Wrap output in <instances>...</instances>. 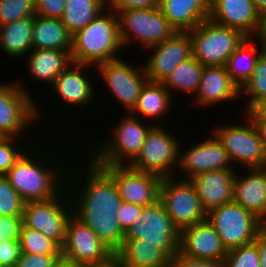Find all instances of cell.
Segmentation results:
<instances>
[{"label":"cell","mask_w":266,"mask_h":267,"mask_svg":"<svg viewBox=\"0 0 266 267\" xmlns=\"http://www.w3.org/2000/svg\"><path fill=\"white\" fill-rule=\"evenodd\" d=\"M66 188L74 215L115 252L121 246L125 233L117 218L123 200L113 178L85 155L80 166L72 159Z\"/></svg>","instance_id":"cell-1"},{"label":"cell","mask_w":266,"mask_h":267,"mask_svg":"<svg viewBox=\"0 0 266 267\" xmlns=\"http://www.w3.org/2000/svg\"><path fill=\"white\" fill-rule=\"evenodd\" d=\"M42 140L31 145L4 175L25 202L54 198L66 188L72 157L70 160L68 157L66 162L61 153H52L49 147L46 148L45 145L51 146L53 143L46 144V138L44 142Z\"/></svg>","instance_id":"cell-2"},{"label":"cell","mask_w":266,"mask_h":267,"mask_svg":"<svg viewBox=\"0 0 266 267\" xmlns=\"http://www.w3.org/2000/svg\"><path fill=\"white\" fill-rule=\"evenodd\" d=\"M123 49L119 38L116 12L107 7L86 27L72 35L73 63L92 65L120 58Z\"/></svg>","instance_id":"cell-3"},{"label":"cell","mask_w":266,"mask_h":267,"mask_svg":"<svg viewBox=\"0 0 266 267\" xmlns=\"http://www.w3.org/2000/svg\"><path fill=\"white\" fill-rule=\"evenodd\" d=\"M121 118L118 124L111 126L112 130L107 138L95 141L94 146L88 145L84 154L97 165H129L140 153L149 130L157 125L156 121L148 123L144 120V123L142 118H137L130 112H125Z\"/></svg>","instance_id":"cell-4"},{"label":"cell","mask_w":266,"mask_h":267,"mask_svg":"<svg viewBox=\"0 0 266 267\" xmlns=\"http://www.w3.org/2000/svg\"><path fill=\"white\" fill-rule=\"evenodd\" d=\"M20 82L22 81L0 83V136L37 140L33 124H37L43 117L41 115L46 114L42 111V107L38 106L28 87H24L25 84ZM30 128L34 131L32 132ZM30 134L33 136L30 137Z\"/></svg>","instance_id":"cell-5"},{"label":"cell","mask_w":266,"mask_h":267,"mask_svg":"<svg viewBox=\"0 0 266 267\" xmlns=\"http://www.w3.org/2000/svg\"><path fill=\"white\" fill-rule=\"evenodd\" d=\"M114 11L118 18L119 38L123 49L137 41L144 51L177 32L159 7Z\"/></svg>","instance_id":"cell-6"},{"label":"cell","mask_w":266,"mask_h":267,"mask_svg":"<svg viewBox=\"0 0 266 267\" xmlns=\"http://www.w3.org/2000/svg\"><path fill=\"white\" fill-rule=\"evenodd\" d=\"M160 123L159 121L149 130L140 153L129 166L161 178L175 177L179 167L182 141Z\"/></svg>","instance_id":"cell-7"},{"label":"cell","mask_w":266,"mask_h":267,"mask_svg":"<svg viewBox=\"0 0 266 267\" xmlns=\"http://www.w3.org/2000/svg\"><path fill=\"white\" fill-rule=\"evenodd\" d=\"M192 56L203 66H225L226 61L246 36L239 30L219 25L210 19L189 31Z\"/></svg>","instance_id":"cell-8"},{"label":"cell","mask_w":266,"mask_h":267,"mask_svg":"<svg viewBox=\"0 0 266 267\" xmlns=\"http://www.w3.org/2000/svg\"><path fill=\"white\" fill-rule=\"evenodd\" d=\"M73 214L71 197L65 188L54 198L25 202L22 224L40 232L62 248L66 239L67 224Z\"/></svg>","instance_id":"cell-9"},{"label":"cell","mask_w":266,"mask_h":267,"mask_svg":"<svg viewBox=\"0 0 266 267\" xmlns=\"http://www.w3.org/2000/svg\"><path fill=\"white\" fill-rule=\"evenodd\" d=\"M242 125L227 123L215 124L211 130L221 141L232 164L245 168L266 167V150L252 119L245 114Z\"/></svg>","instance_id":"cell-10"},{"label":"cell","mask_w":266,"mask_h":267,"mask_svg":"<svg viewBox=\"0 0 266 267\" xmlns=\"http://www.w3.org/2000/svg\"><path fill=\"white\" fill-rule=\"evenodd\" d=\"M61 257L83 267H104L114 262V251L73 214L67 224Z\"/></svg>","instance_id":"cell-11"},{"label":"cell","mask_w":266,"mask_h":267,"mask_svg":"<svg viewBox=\"0 0 266 267\" xmlns=\"http://www.w3.org/2000/svg\"><path fill=\"white\" fill-rule=\"evenodd\" d=\"M159 200L164 205L178 231L207 219L195 185L176 177L162 178Z\"/></svg>","instance_id":"cell-12"},{"label":"cell","mask_w":266,"mask_h":267,"mask_svg":"<svg viewBox=\"0 0 266 267\" xmlns=\"http://www.w3.org/2000/svg\"><path fill=\"white\" fill-rule=\"evenodd\" d=\"M207 220L215 228L227 251L254 242L258 231L265 225L235 202L211 209L207 213Z\"/></svg>","instance_id":"cell-13"},{"label":"cell","mask_w":266,"mask_h":267,"mask_svg":"<svg viewBox=\"0 0 266 267\" xmlns=\"http://www.w3.org/2000/svg\"><path fill=\"white\" fill-rule=\"evenodd\" d=\"M180 232L160 200L142 208L139 220L124 234V239H143L155 244L171 259L179 252Z\"/></svg>","instance_id":"cell-14"},{"label":"cell","mask_w":266,"mask_h":267,"mask_svg":"<svg viewBox=\"0 0 266 267\" xmlns=\"http://www.w3.org/2000/svg\"><path fill=\"white\" fill-rule=\"evenodd\" d=\"M95 70L103 80L107 90L113 95L117 103L131 112L137 104L140 92L148 81L143 65L138 67L124 58L103 62L94 66Z\"/></svg>","instance_id":"cell-15"},{"label":"cell","mask_w":266,"mask_h":267,"mask_svg":"<svg viewBox=\"0 0 266 267\" xmlns=\"http://www.w3.org/2000/svg\"><path fill=\"white\" fill-rule=\"evenodd\" d=\"M209 132H211V136H208L207 139L204 137L203 141H198L187 149L185 147L182 150L183 145L180 143L179 167L177 172L181 174L177 173L176 178L182 175L180 179L191 180L195 176L208 171L235 170L237 168L231 165L232 162L228 156V152L218 137L212 131Z\"/></svg>","instance_id":"cell-16"},{"label":"cell","mask_w":266,"mask_h":267,"mask_svg":"<svg viewBox=\"0 0 266 267\" xmlns=\"http://www.w3.org/2000/svg\"><path fill=\"white\" fill-rule=\"evenodd\" d=\"M99 166L113 178L123 202L146 207L159 200L160 176L129 165Z\"/></svg>","instance_id":"cell-17"},{"label":"cell","mask_w":266,"mask_h":267,"mask_svg":"<svg viewBox=\"0 0 266 267\" xmlns=\"http://www.w3.org/2000/svg\"><path fill=\"white\" fill-rule=\"evenodd\" d=\"M147 50L150 55L142 64L145 75L148 81L163 83L178 64L192 56V41L188 32H176Z\"/></svg>","instance_id":"cell-18"},{"label":"cell","mask_w":266,"mask_h":267,"mask_svg":"<svg viewBox=\"0 0 266 267\" xmlns=\"http://www.w3.org/2000/svg\"><path fill=\"white\" fill-rule=\"evenodd\" d=\"M91 68H93L92 65L72 62L56 77L54 83L51 85V92L54 91L53 93L57 95L56 98L58 97L60 99L61 105H69L72 108L79 107V109L85 108V106L88 108L89 105H93L92 103L96 100V95H98L95 92L97 90L96 87H93V79L97 75L95 71L90 70ZM94 72L95 75L93 76ZM92 80L93 82H91Z\"/></svg>","instance_id":"cell-19"},{"label":"cell","mask_w":266,"mask_h":267,"mask_svg":"<svg viewBox=\"0 0 266 267\" xmlns=\"http://www.w3.org/2000/svg\"><path fill=\"white\" fill-rule=\"evenodd\" d=\"M227 252L207 219L180 231L179 253L186 257L223 262Z\"/></svg>","instance_id":"cell-20"},{"label":"cell","mask_w":266,"mask_h":267,"mask_svg":"<svg viewBox=\"0 0 266 267\" xmlns=\"http://www.w3.org/2000/svg\"><path fill=\"white\" fill-rule=\"evenodd\" d=\"M260 14L252 0H210L209 19L219 25L255 37L260 27Z\"/></svg>","instance_id":"cell-21"},{"label":"cell","mask_w":266,"mask_h":267,"mask_svg":"<svg viewBox=\"0 0 266 267\" xmlns=\"http://www.w3.org/2000/svg\"><path fill=\"white\" fill-rule=\"evenodd\" d=\"M234 176L233 202L266 224V167L246 168Z\"/></svg>","instance_id":"cell-22"},{"label":"cell","mask_w":266,"mask_h":267,"mask_svg":"<svg viewBox=\"0 0 266 267\" xmlns=\"http://www.w3.org/2000/svg\"><path fill=\"white\" fill-rule=\"evenodd\" d=\"M240 90L232 82L225 66H204L198 90L194 94L192 103L197 107L211 108V106L221 105L224 102L238 100ZM197 103V104H196Z\"/></svg>","instance_id":"cell-23"},{"label":"cell","mask_w":266,"mask_h":267,"mask_svg":"<svg viewBox=\"0 0 266 267\" xmlns=\"http://www.w3.org/2000/svg\"><path fill=\"white\" fill-rule=\"evenodd\" d=\"M236 171H208L190 180L195 185L201 205L207 213L213 208L233 202Z\"/></svg>","instance_id":"cell-24"},{"label":"cell","mask_w":266,"mask_h":267,"mask_svg":"<svg viewBox=\"0 0 266 267\" xmlns=\"http://www.w3.org/2000/svg\"><path fill=\"white\" fill-rule=\"evenodd\" d=\"M170 260L162 249L143 239H124L114 252V261L120 267H168Z\"/></svg>","instance_id":"cell-25"},{"label":"cell","mask_w":266,"mask_h":267,"mask_svg":"<svg viewBox=\"0 0 266 267\" xmlns=\"http://www.w3.org/2000/svg\"><path fill=\"white\" fill-rule=\"evenodd\" d=\"M210 0H160L159 8L177 32H189L209 19Z\"/></svg>","instance_id":"cell-26"},{"label":"cell","mask_w":266,"mask_h":267,"mask_svg":"<svg viewBox=\"0 0 266 267\" xmlns=\"http://www.w3.org/2000/svg\"><path fill=\"white\" fill-rule=\"evenodd\" d=\"M27 57V58H26ZM28 73L37 82L54 83L71 63V50L32 49L26 56Z\"/></svg>","instance_id":"cell-27"},{"label":"cell","mask_w":266,"mask_h":267,"mask_svg":"<svg viewBox=\"0 0 266 267\" xmlns=\"http://www.w3.org/2000/svg\"><path fill=\"white\" fill-rule=\"evenodd\" d=\"M173 100L163 83L147 81L140 92L136 106L130 113L142 117L143 120L149 119L150 123L151 120L158 122L161 118L165 119L164 116H168V111L171 113L169 109L172 108Z\"/></svg>","instance_id":"cell-28"},{"label":"cell","mask_w":266,"mask_h":267,"mask_svg":"<svg viewBox=\"0 0 266 267\" xmlns=\"http://www.w3.org/2000/svg\"><path fill=\"white\" fill-rule=\"evenodd\" d=\"M255 41V37H246L225 64L227 73L239 90L245 86L253 75L257 61L265 51L261 43H257V45H260H258L260 48L258 50L254 45L256 44Z\"/></svg>","instance_id":"cell-29"},{"label":"cell","mask_w":266,"mask_h":267,"mask_svg":"<svg viewBox=\"0 0 266 267\" xmlns=\"http://www.w3.org/2000/svg\"><path fill=\"white\" fill-rule=\"evenodd\" d=\"M32 49L71 50L72 34L61 19L33 17Z\"/></svg>","instance_id":"cell-30"},{"label":"cell","mask_w":266,"mask_h":267,"mask_svg":"<svg viewBox=\"0 0 266 267\" xmlns=\"http://www.w3.org/2000/svg\"><path fill=\"white\" fill-rule=\"evenodd\" d=\"M33 17L0 26V48L12 58L24 57L32 50Z\"/></svg>","instance_id":"cell-31"},{"label":"cell","mask_w":266,"mask_h":267,"mask_svg":"<svg viewBox=\"0 0 266 267\" xmlns=\"http://www.w3.org/2000/svg\"><path fill=\"white\" fill-rule=\"evenodd\" d=\"M106 0H66L61 21L73 35L107 8Z\"/></svg>","instance_id":"cell-32"},{"label":"cell","mask_w":266,"mask_h":267,"mask_svg":"<svg viewBox=\"0 0 266 267\" xmlns=\"http://www.w3.org/2000/svg\"><path fill=\"white\" fill-rule=\"evenodd\" d=\"M204 66L193 56L178 64L163 82L164 86L173 95L172 91L194 94L198 90Z\"/></svg>","instance_id":"cell-33"},{"label":"cell","mask_w":266,"mask_h":267,"mask_svg":"<svg viewBox=\"0 0 266 267\" xmlns=\"http://www.w3.org/2000/svg\"><path fill=\"white\" fill-rule=\"evenodd\" d=\"M240 96L249 99H245L246 109L241 113L247 112L256 102L266 99V50L259 57L253 75L240 90Z\"/></svg>","instance_id":"cell-34"},{"label":"cell","mask_w":266,"mask_h":267,"mask_svg":"<svg viewBox=\"0 0 266 267\" xmlns=\"http://www.w3.org/2000/svg\"><path fill=\"white\" fill-rule=\"evenodd\" d=\"M19 242L21 253L61 255V248L53 240L23 224L20 229Z\"/></svg>","instance_id":"cell-35"},{"label":"cell","mask_w":266,"mask_h":267,"mask_svg":"<svg viewBox=\"0 0 266 267\" xmlns=\"http://www.w3.org/2000/svg\"><path fill=\"white\" fill-rule=\"evenodd\" d=\"M36 142L26 138L0 137V176L5 175L30 145Z\"/></svg>","instance_id":"cell-36"},{"label":"cell","mask_w":266,"mask_h":267,"mask_svg":"<svg viewBox=\"0 0 266 267\" xmlns=\"http://www.w3.org/2000/svg\"><path fill=\"white\" fill-rule=\"evenodd\" d=\"M223 267H261L257 243L254 241L228 250Z\"/></svg>","instance_id":"cell-37"},{"label":"cell","mask_w":266,"mask_h":267,"mask_svg":"<svg viewBox=\"0 0 266 267\" xmlns=\"http://www.w3.org/2000/svg\"><path fill=\"white\" fill-rule=\"evenodd\" d=\"M35 15V0H0V26Z\"/></svg>","instance_id":"cell-38"},{"label":"cell","mask_w":266,"mask_h":267,"mask_svg":"<svg viewBox=\"0 0 266 267\" xmlns=\"http://www.w3.org/2000/svg\"><path fill=\"white\" fill-rule=\"evenodd\" d=\"M25 201L8 180L0 176V216L22 217Z\"/></svg>","instance_id":"cell-39"},{"label":"cell","mask_w":266,"mask_h":267,"mask_svg":"<svg viewBox=\"0 0 266 267\" xmlns=\"http://www.w3.org/2000/svg\"><path fill=\"white\" fill-rule=\"evenodd\" d=\"M66 0H35V14L44 18L61 19Z\"/></svg>","instance_id":"cell-40"},{"label":"cell","mask_w":266,"mask_h":267,"mask_svg":"<svg viewBox=\"0 0 266 267\" xmlns=\"http://www.w3.org/2000/svg\"><path fill=\"white\" fill-rule=\"evenodd\" d=\"M61 258V255L21 253L15 267H54Z\"/></svg>","instance_id":"cell-41"},{"label":"cell","mask_w":266,"mask_h":267,"mask_svg":"<svg viewBox=\"0 0 266 267\" xmlns=\"http://www.w3.org/2000/svg\"><path fill=\"white\" fill-rule=\"evenodd\" d=\"M22 217L0 216V242L19 241Z\"/></svg>","instance_id":"cell-42"},{"label":"cell","mask_w":266,"mask_h":267,"mask_svg":"<svg viewBox=\"0 0 266 267\" xmlns=\"http://www.w3.org/2000/svg\"><path fill=\"white\" fill-rule=\"evenodd\" d=\"M142 206L123 202L117 214L119 226L126 233L128 229L139 220Z\"/></svg>","instance_id":"cell-43"},{"label":"cell","mask_w":266,"mask_h":267,"mask_svg":"<svg viewBox=\"0 0 266 267\" xmlns=\"http://www.w3.org/2000/svg\"><path fill=\"white\" fill-rule=\"evenodd\" d=\"M21 255L19 241L0 242V267H15Z\"/></svg>","instance_id":"cell-44"},{"label":"cell","mask_w":266,"mask_h":267,"mask_svg":"<svg viewBox=\"0 0 266 267\" xmlns=\"http://www.w3.org/2000/svg\"><path fill=\"white\" fill-rule=\"evenodd\" d=\"M107 6L113 10L157 8L160 0H106Z\"/></svg>","instance_id":"cell-45"},{"label":"cell","mask_w":266,"mask_h":267,"mask_svg":"<svg viewBox=\"0 0 266 267\" xmlns=\"http://www.w3.org/2000/svg\"><path fill=\"white\" fill-rule=\"evenodd\" d=\"M168 267H223V262L204 259H193L179 252L170 260Z\"/></svg>","instance_id":"cell-46"},{"label":"cell","mask_w":266,"mask_h":267,"mask_svg":"<svg viewBox=\"0 0 266 267\" xmlns=\"http://www.w3.org/2000/svg\"><path fill=\"white\" fill-rule=\"evenodd\" d=\"M252 121H266V99L256 102L247 112Z\"/></svg>","instance_id":"cell-47"},{"label":"cell","mask_w":266,"mask_h":267,"mask_svg":"<svg viewBox=\"0 0 266 267\" xmlns=\"http://www.w3.org/2000/svg\"><path fill=\"white\" fill-rule=\"evenodd\" d=\"M255 242L260 252L261 267H266V224L258 231Z\"/></svg>","instance_id":"cell-48"},{"label":"cell","mask_w":266,"mask_h":267,"mask_svg":"<svg viewBox=\"0 0 266 267\" xmlns=\"http://www.w3.org/2000/svg\"><path fill=\"white\" fill-rule=\"evenodd\" d=\"M255 38L256 42L261 43L266 50V13L261 15L260 27Z\"/></svg>","instance_id":"cell-49"},{"label":"cell","mask_w":266,"mask_h":267,"mask_svg":"<svg viewBox=\"0 0 266 267\" xmlns=\"http://www.w3.org/2000/svg\"><path fill=\"white\" fill-rule=\"evenodd\" d=\"M253 123L255 124L258 130L260 139L262 140L263 146L266 150V121H253Z\"/></svg>","instance_id":"cell-50"},{"label":"cell","mask_w":266,"mask_h":267,"mask_svg":"<svg viewBox=\"0 0 266 267\" xmlns=\"http://www.w3.org/2000/svg\"><path fill=\"white\" fill-rule=\"evenodd\" d=\"M255 6V9L260 14V16L266 13V0H252Z\"/></svg>","instance_id":"cell-51"},{"label":"cell","mask_w":266,"mask_h":267,"mask_svg":"<svg viewBox=\"0 0 266 267\" xmlns=\"http://www.w3.org/2000/svg\"><path fill=\"white\" fill-rule=\"evenodd\" d=\"M54 267H83V266L67 262L61 258Z\"/></svg>","instance_id":"cell-52"},{"label":"cell","mask_w":266,"mask_h":267,"mask_svg":"<svg viewBox=\"0 0 266 267\" xmlns=\"http://www.w3.org/2000/svg\"><path fill=\"white\" fill-rule=\"evenodd\" d=\"M104 267H120V266L114 261L112 264L104 266Z\"/></svg>","instance_id":"cell-53"}]
</instances>
